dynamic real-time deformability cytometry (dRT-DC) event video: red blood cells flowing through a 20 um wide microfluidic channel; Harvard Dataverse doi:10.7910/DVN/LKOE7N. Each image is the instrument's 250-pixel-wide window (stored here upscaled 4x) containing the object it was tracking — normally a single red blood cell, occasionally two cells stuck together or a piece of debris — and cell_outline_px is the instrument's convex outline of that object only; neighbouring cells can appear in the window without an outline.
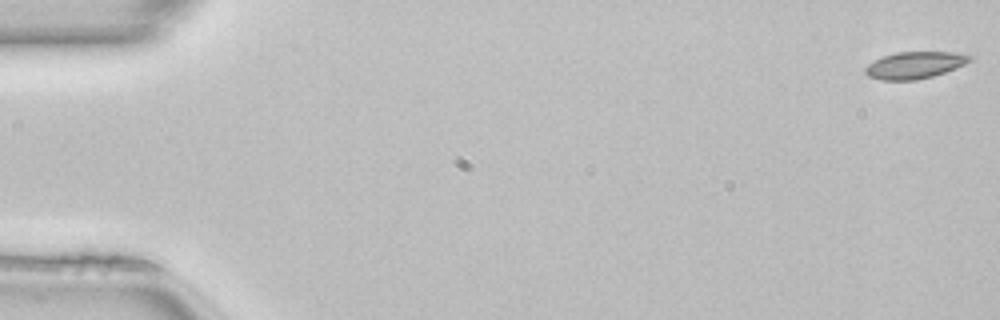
{"species": "common noctule bat (a hibernating species)", "species_latin": "Nyctalus noctula", "temperature_condition": "room temperature", "stored_images_in_passage": 50, "camera_frame_rate_fps": 3000, "um_per_image_px": 0.085, "animal": {"sex": "female", "body_mass_g": 22.7, "forearm_length_mm": 54.2}, "frame": {"image": 1, "passage_image": 1, "time_ms": 0.0, "image_size_px": [1000, 320], "cell_outline_px": [[972, 60], [956, 68], [932, 76], [916, 80], [880, 80], [868, 76], [864, 72], [864, 68], [868, 64], [884, 56], [896, 52], [956, 52], [972, 56]], "centroid_in_image_um": [77.74, 5.54], "position_along_channel_um": 7.3, "area_um2": 16.3}}
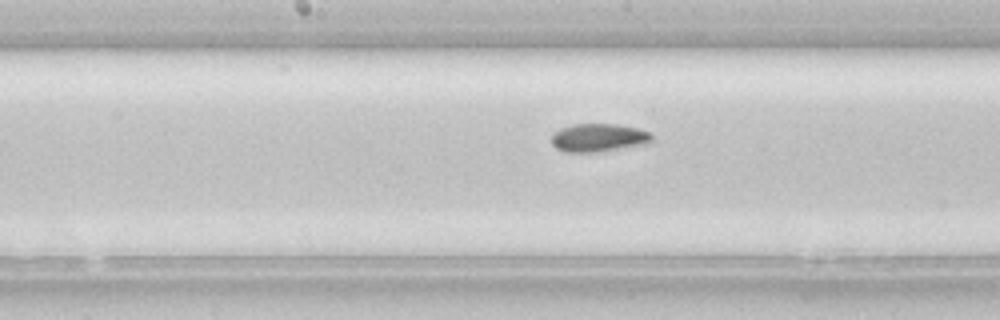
{"frame": {"image": 2, "passage_image": 26, "time_ms": 8.333, "image_size_px": [1000, 320], "cell_outline_px": [[652, 144], [596, 152], [564, 152], [556, 148], [552, 144], [552, 132], [560, 128], [572, 124], [616, 124], [636, 128], [652, 132]], "centroid_in_image_um": [50.91, 11.71], "position_along_channel_um": 197.3, "area_um2": 16.82}}
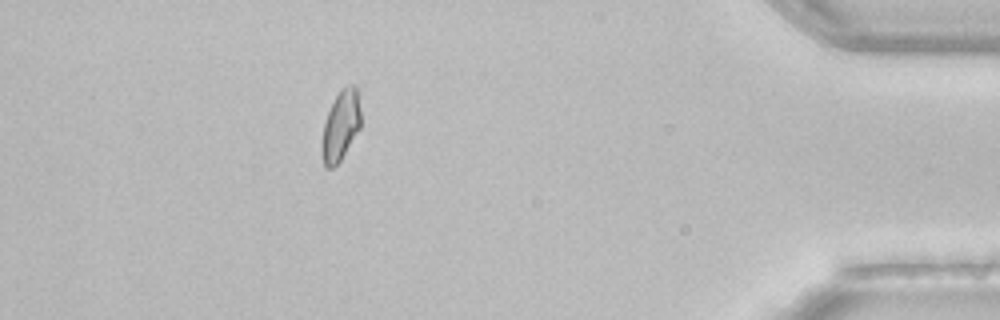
{"frame": {"image": 3, "passage_image": 45, "time_ms": 14.667, "image_size_px": [1000, 320], "cell_outline_px": [[360, 128], [340, 160], [332, 168], [324, 168], [320, 148], [324, 124], [328, 112], [340, 88], [352, 84], [356, 88], [360, 108]], "centroid_in_image_um": [28.93, 10.7], "position_along_channel_um": 406.3, "area_um2": 15.78}, "authors_computed_cell_mechanics": {"area_um2": 16.4441, "velocity_mm_per_s": 4.1094, "shape_relaxation_time_tau1_ms": 6.6435, "shape_relaxation_time_tau2_ms": 3.1485, "deformation_change_tau1": 0.1332, "deformation_change_tau2": 0.0706}}